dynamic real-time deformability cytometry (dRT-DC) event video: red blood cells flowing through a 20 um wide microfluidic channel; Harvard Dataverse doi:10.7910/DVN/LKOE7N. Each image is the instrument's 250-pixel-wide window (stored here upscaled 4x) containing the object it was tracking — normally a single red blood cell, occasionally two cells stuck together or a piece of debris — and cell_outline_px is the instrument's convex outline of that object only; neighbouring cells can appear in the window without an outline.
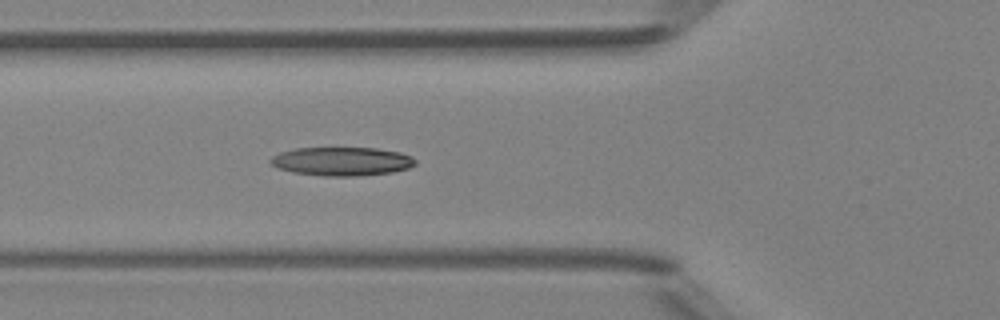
{"species": "Egyptian fruit bat (a non-hibernating species)", "species_latin": "Rousettus aegyptiacus", "temperature_condition": "room temperature", "stored_images_in_passage": 35, "camera_frame_rate_fps": 3000, "um_per_image_px": 0.085, "animal": {"sex": "female"}, "frame": {"image": 1, "passage_image": 6, "time_ms": 1.667, "image_size_px": [1000, 320], "cell_outline_px": [[416, 164], [408, 168], [392, 172], [360, 176], [324, 176], [292, 172], [276, 168], [268, 160], [272, 156], [280, 152], [296, 148], [376, 148], [400, 152], [412, 156], [416, 160]], "centroid_in_image_um": [29.05, 13.72], "position_along_channel_um": 96.8, "area_um2": 24.33}}
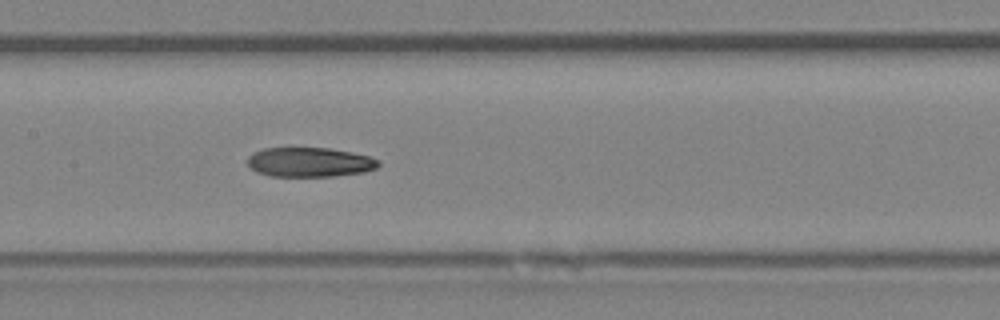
{"frame": {"image": 2, "passage_image": 12, "time_ms": 3.667, "image_size_px": [1000, 320], "cell_outline_px": [[380, 164], [376, 168], [364, 172], [336, 176], [272, 176], [256, 172], [248, 164], [248, 156], [264, 148], [328, 148], [352, 152], [368, 156], [380, 160]], "centroid_in_image_um": [26.35, 13.79], "position_along_channel_um": 181.1, "area_um2": 22.43}}
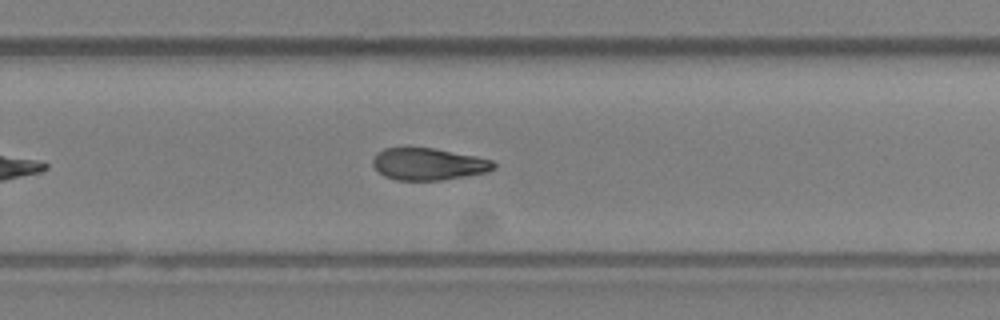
{"frame": {"image": 3, "passage_image": 20, "time_ms": 6.333, "image_size_px": [1000, 320], "cell_outline_px": [[496, 168], [488, 172], [440, 180], [396, 180], [384, 176], [372, 164], [372, 160], [376, 152], [384, 148], [432, 148], [476, 156], [492, 160], [496, 164]], "centroid_in_image_um": [36.41, 13.94], "position_along_channel_um": 293.4, "area_um2": 22.48}, "authors_computed_cell_mechanics": {"area_um2": 22.9466, "velocity_mm_per_s": 4.2234, "shape_relaxation_time_tau1_ms": null, "shape_relaxation_time_tau2_ms": 5.1925, "deformation_change_tau1": null, "deformation_change_tau2": 0.1459}}